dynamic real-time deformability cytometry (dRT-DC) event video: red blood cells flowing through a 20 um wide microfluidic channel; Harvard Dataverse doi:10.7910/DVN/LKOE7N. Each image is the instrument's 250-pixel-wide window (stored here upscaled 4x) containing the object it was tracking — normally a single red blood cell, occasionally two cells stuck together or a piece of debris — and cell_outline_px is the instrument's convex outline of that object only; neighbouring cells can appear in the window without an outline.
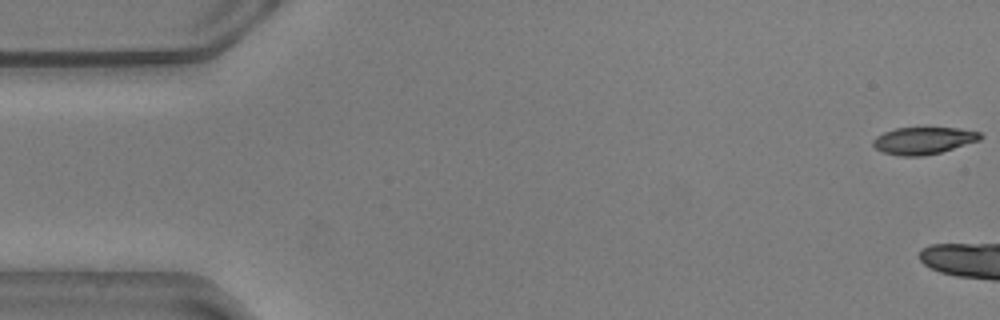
{"species": "common noctule bat (a hibernating species)", "species_latin": "Nyctalus noctula", "temperature_condition": "warm", "stored_images_in_passage": 5, "camera_frame_rate_fps": 3000, "um_per_image_px": 0.085, "animal": {"sex": "male", "body_mass_g": 20.5, "forearm_length_mm": 52.5}, "frame": {"image": 1, "passage_image": 1, "time_ms": 0.0, "image_size_px": [1000, 320], "cell_outline_px": [[984, 136], [980, 140], [940, 152], [924, 156], [900, 156], [880, 152], [872, 144], [872, 140], [876, 136], [884, 132], [896, 128], [960, 128], [980, 132]], "centroid_in_image_um": [78.48, 11.95], "position_along_channel_um": 6.5, "area_um2": 16.99}}